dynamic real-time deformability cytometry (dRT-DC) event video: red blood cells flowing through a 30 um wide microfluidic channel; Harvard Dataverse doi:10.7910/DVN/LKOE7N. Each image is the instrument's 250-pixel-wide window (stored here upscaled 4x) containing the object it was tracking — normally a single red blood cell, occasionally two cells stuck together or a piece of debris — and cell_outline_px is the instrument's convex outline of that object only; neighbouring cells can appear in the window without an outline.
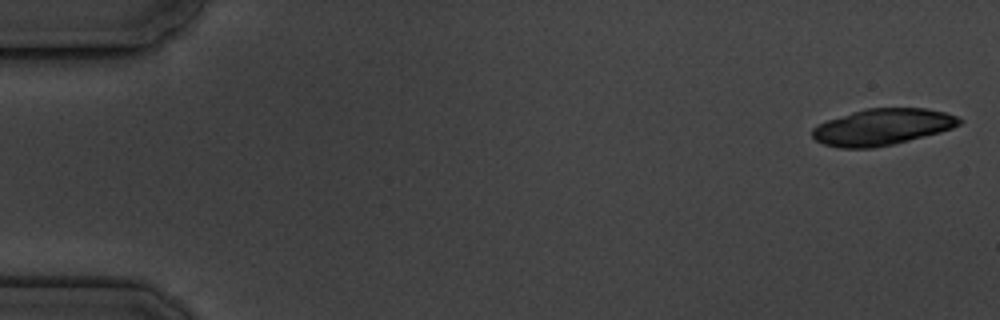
{"species": "common noctule bat (a hibernating species)", "species_latin": "Nyctalus noctula", "temperature_condition": "cold", "stored_images_in_passage": 7, "camera_frame_rate_fps": 3000, "um_per_image_px": 0.085, "animal": {"sex": "male", "body_mass_g": 19.5, "forearm_length_mm": 54.6}, "frame": {"image": 1, "passage_image": 1, "time_ms": 0.0, "image_size_px": [1000, 320], "cell_outline_px": [[964, 120], [960, 124], [952, 128], [940, 132], [892, 144], [872, 148], [840, 148], [824, 144], [816, 140], [812, 136], [812, 128], [816, 124], [864, 108], [928, 108], [944, 112], [956, 116]], "centroid_in_image_um": [74.99, 10.78], "position_along_channel_um": 10.0, "area_um2": 31.1}}